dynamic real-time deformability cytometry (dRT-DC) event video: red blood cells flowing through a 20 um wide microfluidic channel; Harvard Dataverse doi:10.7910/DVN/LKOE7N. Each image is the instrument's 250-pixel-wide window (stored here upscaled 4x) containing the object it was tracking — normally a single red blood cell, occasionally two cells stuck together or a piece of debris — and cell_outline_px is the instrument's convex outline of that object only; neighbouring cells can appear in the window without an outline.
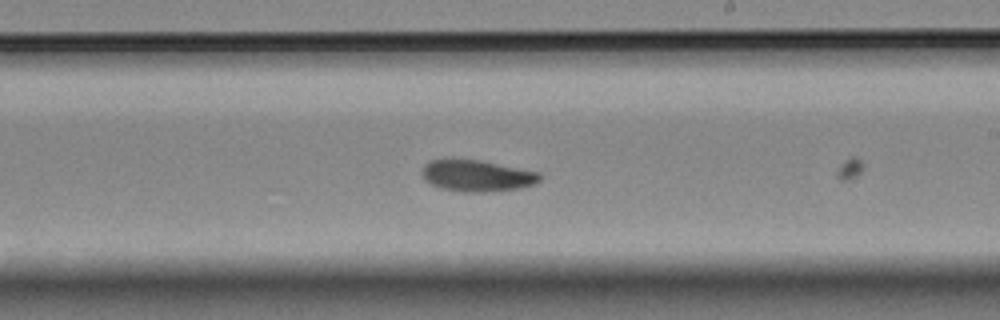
{"species": "Egyptian fruit bat (a non-hibernating species)", "species_latin": "Rousettus aegyptiacus", "temperature_condition": "room temperature", "stored_images_in_passage": 21, "camera_frame_rate_fps": 3000, "um_per_image_px": 0.085, "animal": {"sex": "female"}, "frame": {"image": 1, "passage_image": 20, "time_ms": 6.333, "image_size_px": [1000, 320], "cell_outline_px": [[544, 176], [536, 184], [520, 188], [484, 192], [464, 192], [440, 188], [428, 184], [424, 180], [420, 172], [432, 160], [480, 160], [540, 172]], "centroid_in_image_um": [40.58, 14.96], "position_along_channel_um": 248.4, "area_um2": 21.62}}